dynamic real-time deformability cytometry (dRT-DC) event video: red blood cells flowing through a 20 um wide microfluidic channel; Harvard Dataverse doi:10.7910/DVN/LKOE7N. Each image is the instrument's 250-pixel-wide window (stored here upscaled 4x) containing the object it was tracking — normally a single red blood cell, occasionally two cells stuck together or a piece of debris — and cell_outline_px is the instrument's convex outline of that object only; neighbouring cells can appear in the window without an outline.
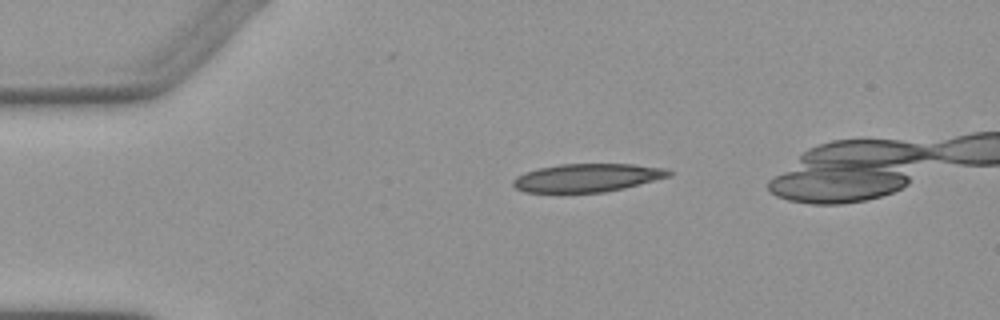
{"species": "Egyptian fruit bat (a non-hibernating species)", "species_latin": "Rousettus aegyptiacus", "temperature_condition": "warm", "stored_images_in_passage": 3, "camera_frame_rate_fps": 3000, "um_per_image_px": 0.085, "animal": {"sex": "female"}, "frame": {"image": 1, "passage_image": 1, "time_ms": 0.0, "image_size_px": [1000, 320], "cell_outline_px": [[676, 172], [672, 176], [624, 188], [604, 192], [524, 192], [516, 188], [512, 184], [512, 180], [516, 176], [524, 172], [536, 168], [560, 164], [632, 164], [668, 168]], "centroid_in_image_um": [49.96, 15.1], "position_along_channel_um": 35.0, "area_um2": 25.89}}